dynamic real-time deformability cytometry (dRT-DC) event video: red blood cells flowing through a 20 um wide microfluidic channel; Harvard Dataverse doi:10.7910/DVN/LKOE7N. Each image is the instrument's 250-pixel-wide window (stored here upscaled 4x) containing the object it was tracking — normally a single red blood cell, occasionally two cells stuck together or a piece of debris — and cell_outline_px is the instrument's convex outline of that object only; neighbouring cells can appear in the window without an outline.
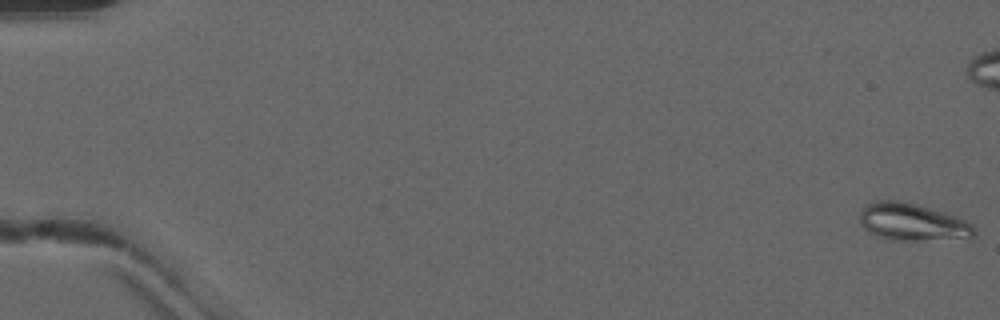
{"species": "common noctule bat (a hibernating species)", "species_latin": "Nyctalus noctula", "temperature_condition": "warm", "stored_images_in_passage": 15, "camera_frame_rate_fps": 3000, "um_per_image_px": 0.085, "animal": {"sex": "male", "forearm_length_mm": 52.5}, "frame": {"image": 1, "passage_image": 1, "time_ms": 0.0, "image_size_px": [1000, 320], "cell_outline_px": [[976, 232], [972, 240], [888, 240], [876, 236], [868, 232], [860, 224], [860, 212], [864, 204], [876, 200], [896, 200], [916, 204], [964, 220], [972, 224], [976, 228]], "centroid_in_image_um": [77.55, 18.91], "position_along_channel_um": 7.4, "area_um2": 25.32}}